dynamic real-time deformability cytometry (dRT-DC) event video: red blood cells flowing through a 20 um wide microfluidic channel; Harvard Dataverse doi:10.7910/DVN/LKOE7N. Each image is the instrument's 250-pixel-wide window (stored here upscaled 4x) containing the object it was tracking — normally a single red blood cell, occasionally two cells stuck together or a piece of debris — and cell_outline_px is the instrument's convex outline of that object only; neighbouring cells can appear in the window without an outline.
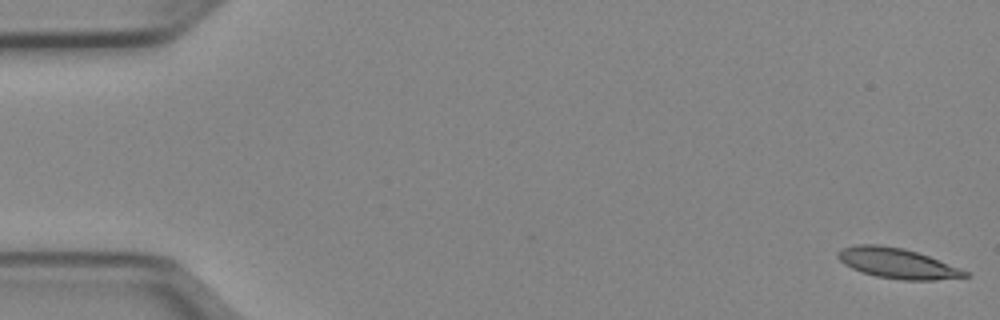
{"species": "Egyptian fruit bat (a non-hibernating species)", "species_latin": "Rousettus aegyptiacus", "temperature_condition": "cold", "stored_images_in_passage": 12, "camera_frame_rate_fps": 3000, "um_per_image_px": 0.085, "animal": {"sex": "female"}, "frame": {"image": 1, "passage_image": 1, "time_ms": 0.0, "image_size_px": [1000, 320], "cell_outline_px": [[972, 276], [936, 280], [900, 280], [876, 276], [860, 272], [844, 264], [836, 256], [836, 252], [840, 248], [856, 244], [880, 244], [904, 248], [928, 256], [960, 268], [968, 272]], "centroid_in_image_um": [76.23, 22.37], "position_along_channel_um": 8.8, "area_um2": 22.6}}